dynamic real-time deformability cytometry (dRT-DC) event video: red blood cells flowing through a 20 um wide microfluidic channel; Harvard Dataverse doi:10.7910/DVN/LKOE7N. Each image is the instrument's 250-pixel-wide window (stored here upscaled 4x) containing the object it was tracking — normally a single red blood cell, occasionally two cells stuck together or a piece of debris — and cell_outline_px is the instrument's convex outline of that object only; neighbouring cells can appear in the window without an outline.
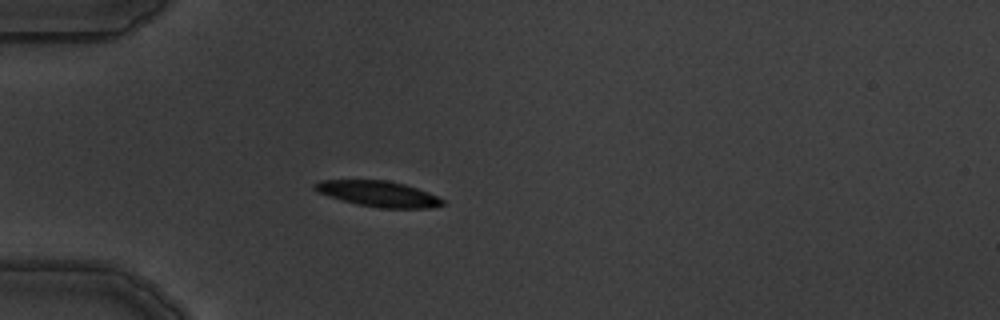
{"species": "common noctule bat (a hibernating species)", "species_latin": "Nyctalus noctula", "temperature_condition": "warm", "stored_images_in_passage": 3, "camera_frame_rate_fps": 3000, "um_per_image_px": 0.085, "animal": {"sex": "male", "body_mass_g": 19.5, "forearm_length_mm": 54.6}, "frame": {"image": 1, "passage_image": 1, "time_ms": 0.0, "image_size_px": [1000, 320], "cell_outline_px": [[444, 204], [428, 208], [380, 208], [360, 204], [344, 200], [320, 192], [312, 188], [312, 184], [320, 180], [384, 180], [404, 184], [428, 192], [444, 200]], "centroid_in_image_um": [32.17, 16.46], "position_along_channel_um": 52.8, "area_um2": 18.73}}